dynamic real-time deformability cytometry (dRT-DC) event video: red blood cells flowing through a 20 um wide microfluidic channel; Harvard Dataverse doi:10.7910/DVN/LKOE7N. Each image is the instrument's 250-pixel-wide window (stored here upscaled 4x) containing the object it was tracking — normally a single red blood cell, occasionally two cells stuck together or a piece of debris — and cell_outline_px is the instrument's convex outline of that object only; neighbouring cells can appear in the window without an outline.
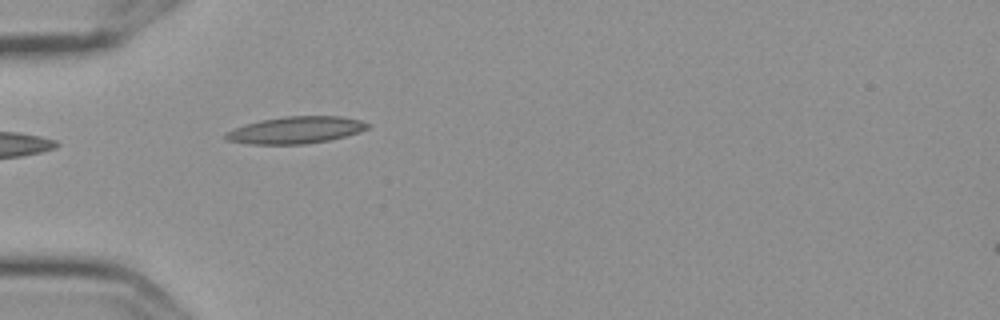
{"species": "Egyptian fruit bat (a non-hibernating species)", "species_latin": "Rousettus aegyptiacus", "temperature_condition": "cold", "stored_images_in_passage": 2, "camera_frame_rate_fps": 3000, "um_per_image_px": 0.085, "frame": {"image": 1, "passage_image": 1, "time_ms": 0.0, "image_size_px": [1000, 320], "cell_outline_px": [[372, 124], [368, 128], [360, 132], [328, 140], [304, 144], [248, 144], [228, 140], [224, 136], [224, 132], [232, 128], [244, 124], [260, 120], [284, 116], [340, 116], [360, 120]], "centroid_in_image_um": [25.11, 11.04], "position_along_channel_um": 59.9, "area_um2": 22.43}}
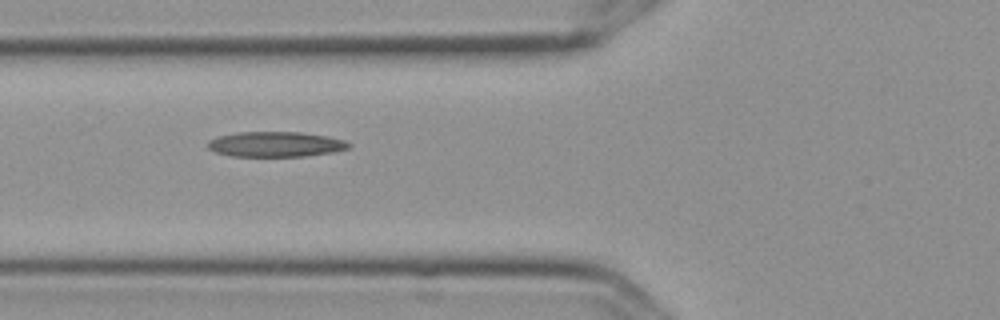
{"frame": {"image": 2, "passage_image": 2, "time_ms": 0.333, "image_size_px": [1000, 320], "cell_outline_px": [[352, 144], [348, 148], [332, 152], [304, 156], [232, 156], [216, 152], [208, 148], [208, 140], [216, 136], [236, 132], [300, 132], [328, 136], [344, 140]], "centroid_in_image_um": [23.4, 12.25], "position_along_channel_um": 102.4, "area_um2": 20.69}}